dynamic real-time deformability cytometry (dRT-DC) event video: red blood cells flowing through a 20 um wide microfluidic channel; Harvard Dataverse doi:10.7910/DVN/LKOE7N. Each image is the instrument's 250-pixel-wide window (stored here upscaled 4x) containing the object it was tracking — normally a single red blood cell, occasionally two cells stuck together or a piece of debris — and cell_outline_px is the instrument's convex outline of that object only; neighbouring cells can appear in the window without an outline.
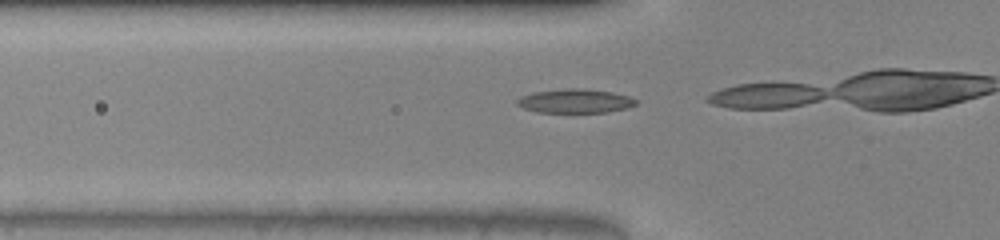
{"species": "common noctule bat (a hibernating species)", "species_latin": "Nyctalus noctula", "temperature_condition": "warm", "stored_images_in_passage": 12, "camera_frame_rate_fps": 3000, "um_per_image_px": 0.085, "animal": {"sex": "male", "body_mass_g": 20.0, "forearm_length_mm": 53.3}, "frame": {"image": 1, "passage_image": 11, "time_ms": 3.333, "image_size_px": [1000, 240], "cell_outline_px": [[636, 104], [628, 108], [608, 112], [536, 112], [524, 108], [516, 104], [516, 100], [520, 96], [532, 92], [564, 88], [580, 88], [612, 92], [628, 96], [636, 100]], "centroid_in_image_um": [48.85, 8.58], "position_along_channel_um": 77.0, "area_um2": 16.65}}